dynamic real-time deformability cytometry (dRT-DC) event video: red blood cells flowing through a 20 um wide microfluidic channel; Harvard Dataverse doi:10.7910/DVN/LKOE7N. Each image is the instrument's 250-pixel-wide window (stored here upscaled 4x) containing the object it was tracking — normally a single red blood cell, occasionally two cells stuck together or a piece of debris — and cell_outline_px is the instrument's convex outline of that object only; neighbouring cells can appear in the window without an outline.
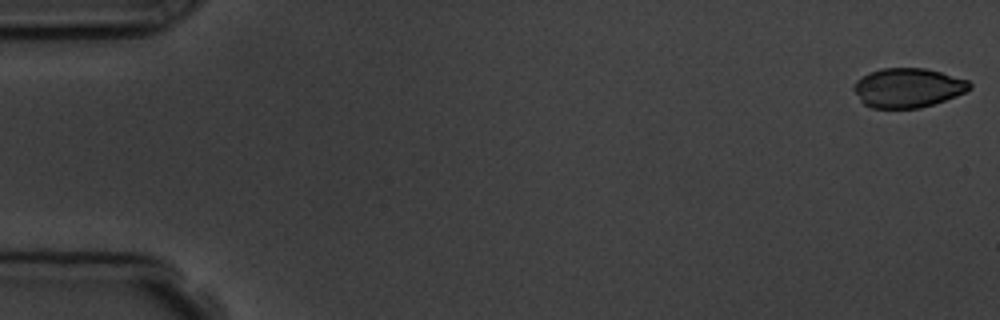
{"species": "common noctule bat (a hibernating species)", "species_latin": "Nyctalus noctula", "temperature_condition": "room temperature", "stored_images_in_passage": 5, "camera_frame_rate_fps": 3000, "um_per_image_px": 0.085, "animal": {"sex": "male", "body_mass_g": 19.5, "forearm_length_mm": 54.6}, "frame": {"image": 1, "passage_image": 1, "time_ms": 0.0, "image_size_px": [1000, 320], "cell_outline_px": [[972, 88], [956, 96], [920, 108], [872, 108], [864, 104], [860, 100], [852, 88], [856, 80], [872, 72], [884, 68], [924, 68], [940, 72], [968, 80], [972, 84]], "centroid_in_image_um": [77.17, 7.47], "position_along_channel_um": 7.8, "area_um2": 26.36}}
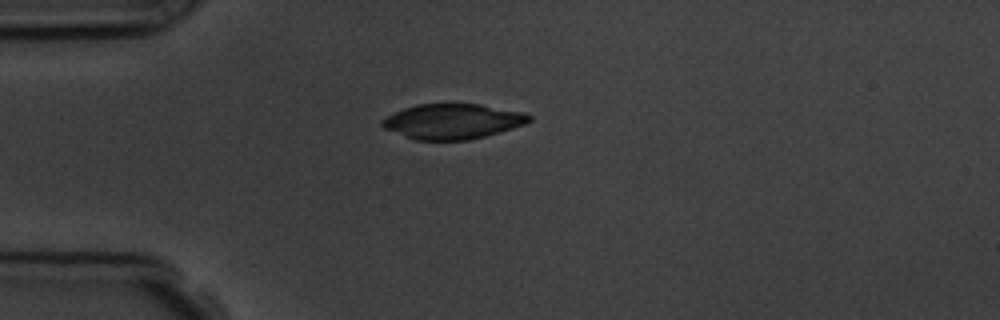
{"frame": {"image": 2, "passage_image": 5, "time_ms": 4.333, "image_size_px": [1000, 320], "cell_outline_px": [[532, 120], [524, 124], [500, 132], [468, 140], [412, 140], [384, 128], [380, 124], [380, 120], [404, 108], [416, 104], [480, 104], [524, 112], [532, 116]], "centroid_in_image_um": [38.46, 10.32], "position_along_channel_um": 46.5, "area_um2": 30.11}}